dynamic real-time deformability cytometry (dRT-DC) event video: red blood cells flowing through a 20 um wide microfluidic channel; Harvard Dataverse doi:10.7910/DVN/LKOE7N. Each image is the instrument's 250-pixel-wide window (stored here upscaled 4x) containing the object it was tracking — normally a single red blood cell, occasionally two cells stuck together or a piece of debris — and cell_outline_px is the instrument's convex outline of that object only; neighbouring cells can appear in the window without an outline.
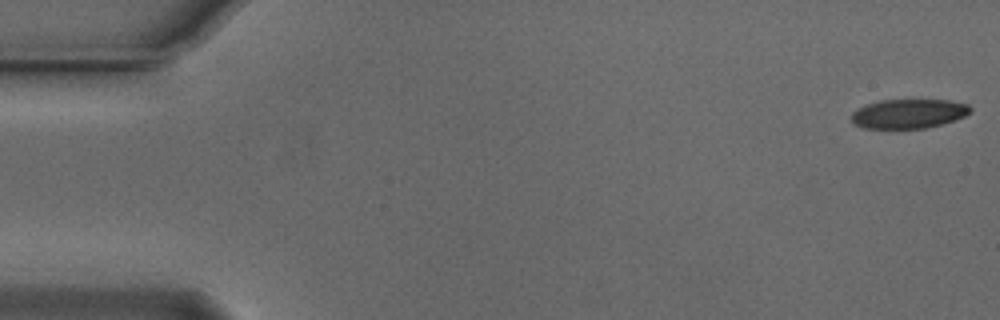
{"species": "Egyptian fruit bat (a non-hibernating species)", "species_latin": "Rousettus aegyptiacus", "temperature_condition": "cold", "stored_images_in_passage": 52, "camera_frame_rate_fps": 3000, "um_per_image_px": 0.085, "animal": {"sex": "male"}, "frame": {"image": 1, "passage_image": 1, "time_ms": 0.0, "image_size_px": [1000, 320], "cell_outline_px": [[972, 112], [964, 116], [940, 124], [924, 128], [864, 128], [856, 124], [852, 120], [852, 112], [856, 108], [880, 100], [948, 100], [968, 104], [972, 108]], "centroid_in_image_um": [77.24, 9.65], "position_along_channel_um": 7.8, "area_um2": 20.11}}
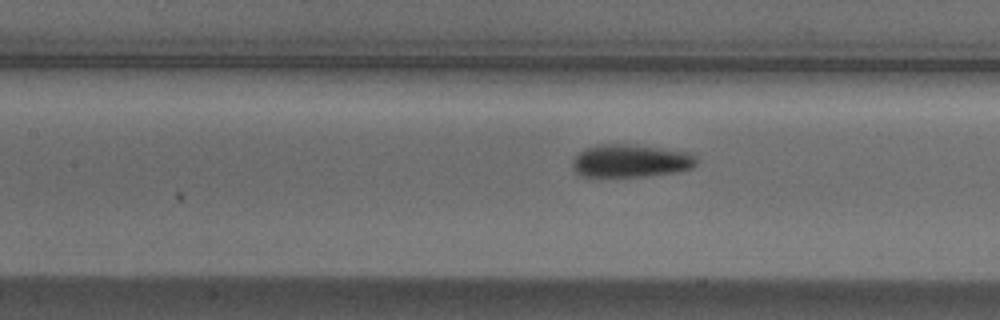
{"frame": {"image": 2, "passage_image": 24, "time_ms": 7.667, "image_size_px": [1000, 320], "cell_outline_px": [[696, 164], [692, 168], [676, 172], [648, 176], [580, 176], [572, 168], [572, 160], [584, 148], [600, 144], [628, 144], [692, 152], [696, 156]], "centroid_in_image_um": [53.61, 13.67], "position_along_channel_um": 153.8, "area_um2": 23.81}}
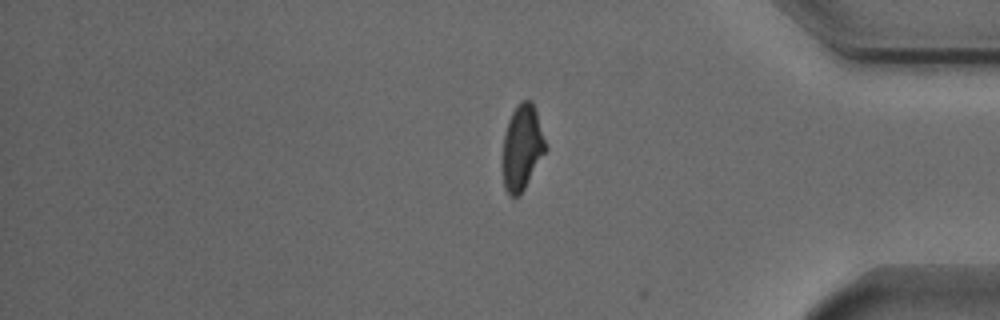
{"frame": {"image": 3, "passage_image": 45, "time_ms": 14.667, "image_size_px": [1000, 320], "cell_outline_px": [[548, 148], [520, 196], [508, 196], [504, 188], [504, 132], [508, 120], [512, 112], [520, 100], [532, 100]], "centroid_in_image_um": [44.39, 12.53], "position_along_channel_um": 390.8, "area_um2": 21.21}}